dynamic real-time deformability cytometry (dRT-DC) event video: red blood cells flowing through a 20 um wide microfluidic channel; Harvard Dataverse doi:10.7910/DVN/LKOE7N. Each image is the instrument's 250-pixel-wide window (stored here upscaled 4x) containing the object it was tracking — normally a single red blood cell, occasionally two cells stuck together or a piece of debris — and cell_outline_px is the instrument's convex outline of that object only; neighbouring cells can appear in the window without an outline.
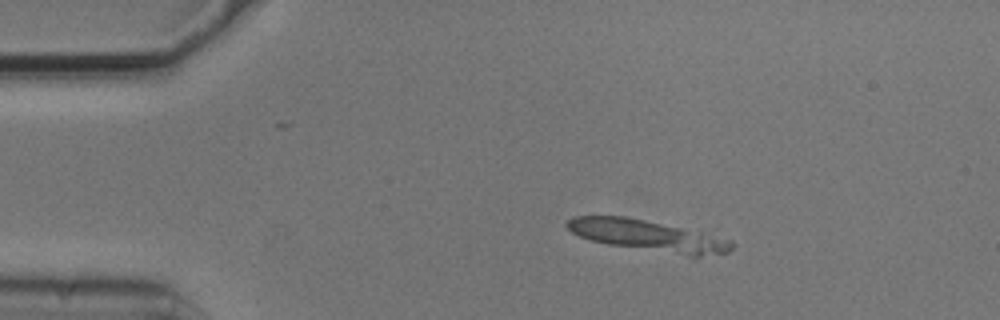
{"species": "common noctule bat (a hibernating species)", "species_latin": "Nyctalus noctula", "temperature_condition": "cold", "stored_images_in_passage": 3, "camera_frame_rate_fps": 3000, "um_per_image_px": 0.085, "animal": {"sex": "male", "body_mass_g": 20.5, "forearm_length_mm": 52.5}, "frame": {"image": 1, "passage_image": 1, "time_ms": 0.0, "image_size_px": [1000, 320], "cell_outline_px": [[736, 244], [728, 252], [692, 260], [608, 244], [592, 240], [580, 236], [572, 232], [564, 224], [572, 216], [624, 216], [644, 220], [700, 232], [732, 240]], "centroid_in_image_um": [55.17, 20.1], "position_along_channel_um": 29.8, "area_um2": 30.81}}